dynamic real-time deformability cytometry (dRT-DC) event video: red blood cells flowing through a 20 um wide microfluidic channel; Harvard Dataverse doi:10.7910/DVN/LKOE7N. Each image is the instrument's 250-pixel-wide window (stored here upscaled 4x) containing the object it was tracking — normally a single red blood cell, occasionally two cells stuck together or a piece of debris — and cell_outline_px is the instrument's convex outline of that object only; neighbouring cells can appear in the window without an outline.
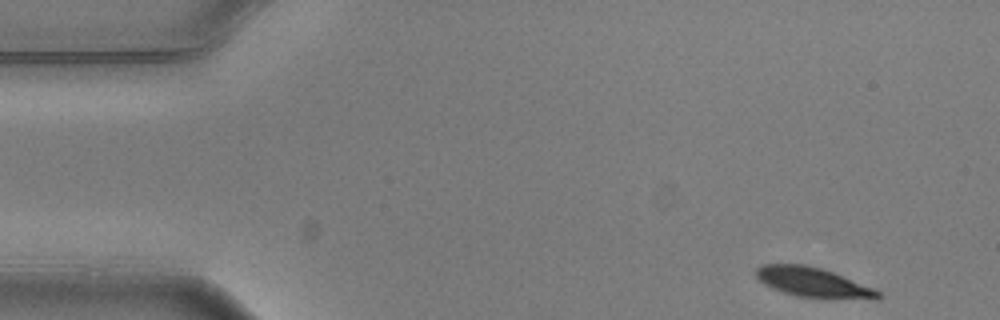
{"species": "common noctule bat (a hibernating species)", "species_latin": "Nyctalus noctula", "temperature_condition": "warm", "stored_images_in_passage": 12, "camera_frame_rate_fps": 3000, "um_per_image_px": 0.085, "animal": {"sex": "male", "body_mass_g": 20.5, "forearm_length_mm": 52.5}, "frame": {"image": 1, "passage_image": 1, "time_ms": 0.0, "image_size_px": [1000, 320], "cell_outline_px": [[884, 296], [876, 300], [796, 296], [772, 288], [764, 284], [756, 276], [756, 268], [760, 264], [804, 264], [820, 268], [832, 272], [872, 288], [880, 292]], "centroid_in_image_um": [69.11, 24.0], "position_along_channel_um": 15.9, "area_um2": 20.87}}
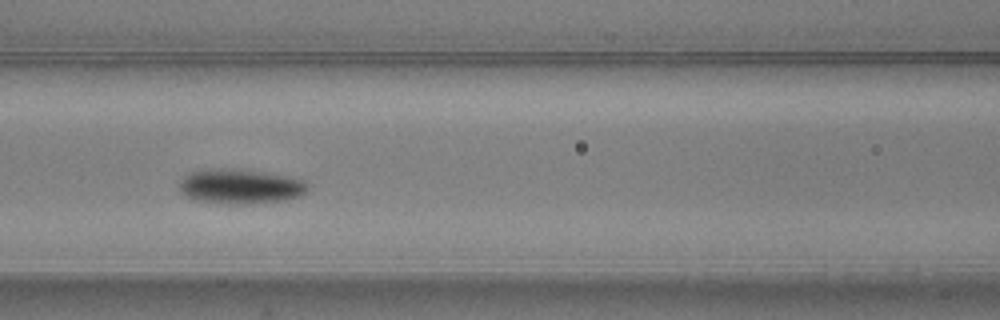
{"frame": {"image": 2, "passage_image": 5, "time_ms": 1.333, "image_size_px": [1000, 320], "cell_outline_px": [[308, 188], [300, 196], [288, 200], [248, 204], [220, 204], [196, 200], [180, 192], [180, 180], [184, 176], [192, 172], [220, 168], [264, 172], [288, 176], [304, 180], [308, 184]], "centroid_in_image_um": [20.45, 15.87], "position_along_channel_um": 146.1, "area_um2": 25.95}}
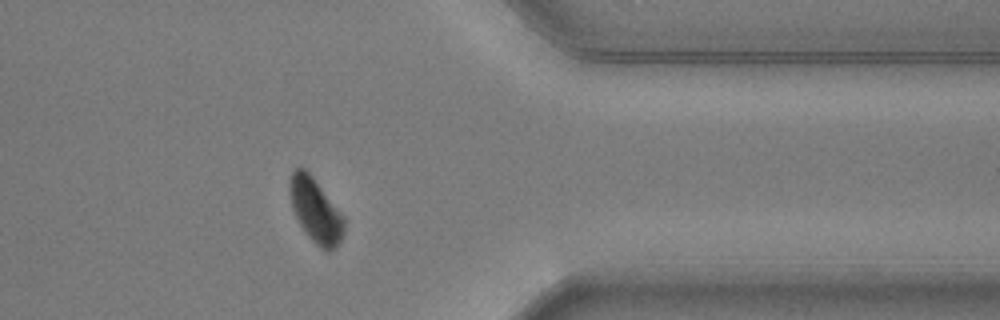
{"frame": {"image": 3, "passage_image": 11, "time_ms": 3.333, "image_size_px": [1000, 320], "cell_outline_px": [[344, 232], [336, 248], [328, 252], [320, 248], [304, 232], [292, 208], [288, 188], [288, 184], [292, 172], [296, 168], [304, 168], [312, 176], [344, 216]], "centroid_in_image_um": [26.81, 17.9], "position_along_channel_um": 384.6, "area_um2": 20.29}}